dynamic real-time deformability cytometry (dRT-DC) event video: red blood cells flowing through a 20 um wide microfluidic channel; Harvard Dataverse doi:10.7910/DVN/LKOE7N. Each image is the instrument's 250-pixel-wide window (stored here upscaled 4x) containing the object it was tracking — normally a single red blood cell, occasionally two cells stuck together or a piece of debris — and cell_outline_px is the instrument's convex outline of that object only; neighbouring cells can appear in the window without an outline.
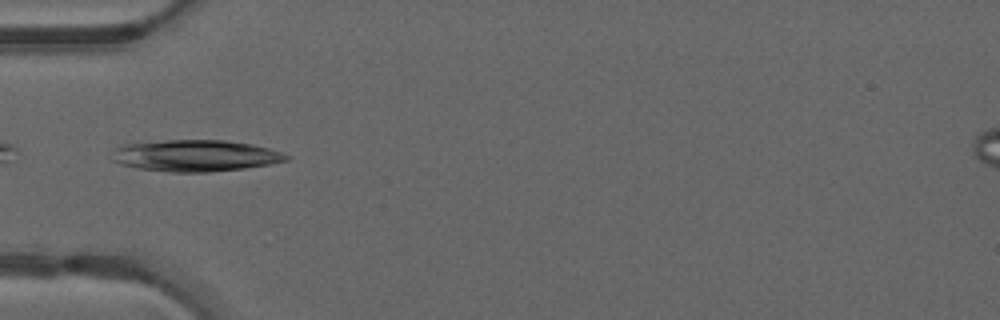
{"species": "common noctule bat (a hibernating species)", "species_latin": "Nyctalus noctula", "temperature_condition": "warm", "stored_images_in_passage": 12, "camera_frame_rate_fps": 3000, "um_per_image_px": 0.085, "animal": {"sex": "male", "forearm_length_mm": 52.5}, "frame": {"image": 1, "passage_image": 1, "time_ms": 0.0, "image_size_px": [1000, 320], "cell_outline_px": [[288, 160], [268, 164], [244, 168], [208, 172], [172, 172], [136, 168], [120, 164], [112, 160], [112, 148], [124, 144], [164, 140], [224, 140], [252, 144], [268, 148], [280, 152], [288, 156]], "centroid_in_image_um": [16.53, 13.23], "position_along_channel_um": 68.5, "area_um2": 32.02}}
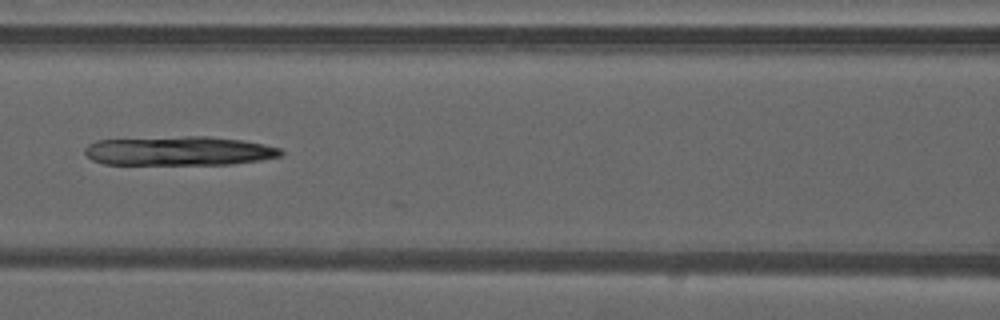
{"frame": {"image": 2, "passage_image": 7, "time_ms": 2.0, "image_size_px": [1000, 320], "cell_outline_px": [[284, 152], [280, 156], [260, 160], [232, 164], [104, 164], [92, 160], [84, 152], [84, 148], [88, 144], [96, 140], [184, 136], [208, 136], [244, 140], [264, 144], [280, 148]], "centroid_in_image_um": [15.22, 12.82], "position_along_channel_um": 151.4, "area_um2": 33.41}}
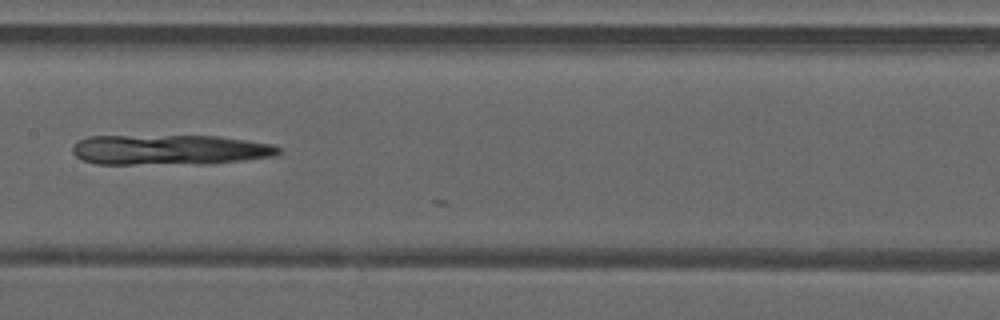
{"frame": {"image": 3, "passage_image": 10, "time_ms": 3.0, "image_size_px": [1000, 320], "cell_outline_px": [[280, 152], [276, 156], [240, 160], [200, 164], [96, 164], [84, 160], [76, 156], [72, 152], [72, 148], [80, 140], [88, 136], [216, 136], [272, 144], [280, 148]], "centroid_in_image_um": [14.4, 12.74], "position_along_channel_um": 193.0, "area_um2": 36.07}}